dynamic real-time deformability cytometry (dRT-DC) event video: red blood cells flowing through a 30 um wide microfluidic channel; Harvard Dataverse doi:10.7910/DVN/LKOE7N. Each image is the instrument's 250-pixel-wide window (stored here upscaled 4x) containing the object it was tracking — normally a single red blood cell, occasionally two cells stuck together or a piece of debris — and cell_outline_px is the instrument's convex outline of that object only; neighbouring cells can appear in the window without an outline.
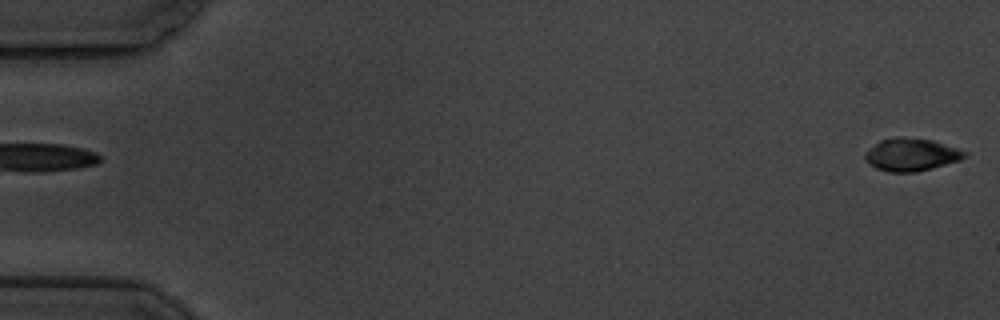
{"species": "common noctule bat (a hibernating species)", "species_latin": "Nyctalus noctula", "temperature_condition": "cold", "stored_images_in_passage": 3, "camera_frame_rate_fps": 3000, "um_per_image_px": 0.085, "animal": {"sex": "male", "body_mass_g": 19.5, "forearm_length_mm": 54.6}, "frame": {"image": 1, "passage_image": 3, "time_ms": 2.667, "image_size_px": [1000, 320], "cell_outline_px": [[968, 156], [960, 160], [932, 168], [916, 172], [888, 172], [876, 168], [868, 164], [864, 160], [864, 152], [880, 140], [896, 136], [904, 136], [932, 140], [968, 152]], "centroid_in_image_um": [77.42, 13.14], "position_along_channel_um": 7.6, "area_um2": 19.19}}